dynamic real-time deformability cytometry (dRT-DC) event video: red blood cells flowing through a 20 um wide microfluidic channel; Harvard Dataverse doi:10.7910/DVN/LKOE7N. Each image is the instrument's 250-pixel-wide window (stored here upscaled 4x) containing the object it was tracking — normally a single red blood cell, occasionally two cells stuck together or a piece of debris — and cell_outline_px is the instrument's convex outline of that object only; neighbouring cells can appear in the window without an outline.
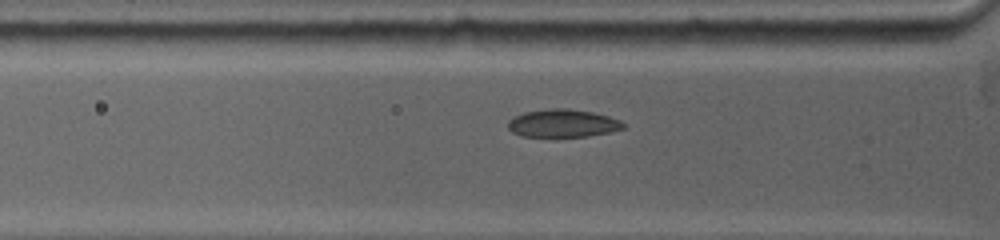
{"species": "common noctule bat (a hibernating species)", "species_latin": "Nyctalus noctula", "temperature_condition": "warm", "stored_images_in_passage": 9, "camera_frame_rate_fps": 5000, "um_per_image_px": 0.085, "animal": {"sex": "female", "body_mass_g": 19.0, "forearm_length_mm": 53.3}, "frame": {"image": 1, "passage_image": 7, "time_ms": 2.0, "image_size_px": [1000, 240], "cell_outline_px": [[624, 128], [608, 132], [588, 136], [524, 136], [512, 132], [508, 128], [508, 120], [524, 112], [548, 108], [568, 108], [592, 112], [608, 116], [620, 120], [624, 124]], "centroid_in_image_um": [47.82, 10.46], "position_along_channel_um": 78.0, "area_um2": 18.55}}